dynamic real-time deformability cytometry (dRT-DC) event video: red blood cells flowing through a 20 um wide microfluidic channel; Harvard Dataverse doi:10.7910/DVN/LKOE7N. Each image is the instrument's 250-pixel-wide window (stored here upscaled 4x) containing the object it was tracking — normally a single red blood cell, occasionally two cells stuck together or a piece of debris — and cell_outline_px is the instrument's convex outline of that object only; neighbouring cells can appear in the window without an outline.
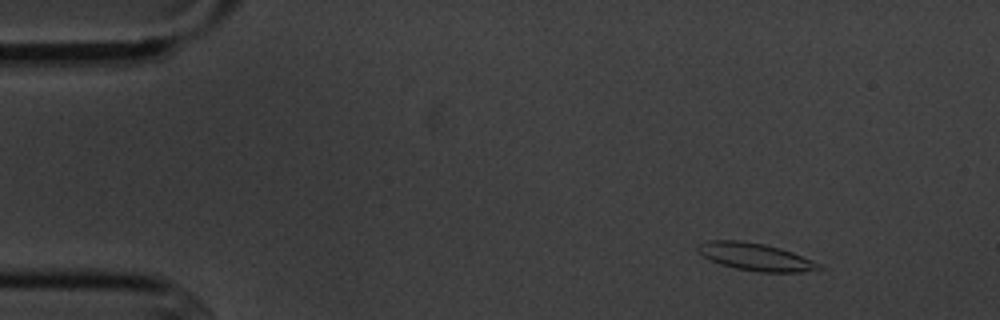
{"species": "common noctule bat (a hibernating species)", "species_latin": "Nyctalus noctula", "temperature_condition": "cold", "stored_images_in_passage": 3, "camera_frame_rate_fps": 3000, "um_per_image_px": 0.085, "animal": {"sex": "male", "body_mass_g": 20.1, "forearm_length_mm": 53.5}, "frame": {"image": 1, "passage_image": 1, "time_ms": 0.0, "image_size_px": [1000, 320], "cell_outline_px": [[824, 268], [800, 272], [760, 272], [736, 268], [720, 264], [704, 256], [696, 248], [700, 244], [708, 240], [740, 240], [764, 244], [792, 252], [820, 264]], "centroid_in_image_um": [64.21, 21.83], "position_along_channel_um": 20.8, "area_um2": 19.02}}
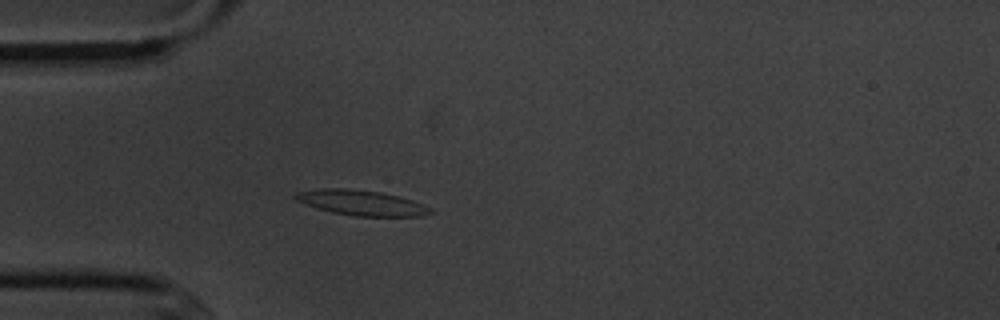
{"frame": {"image": 2, "passage_image": 3, "time_ms": 3.0, "image_size_px": [1000, 320], "cell_outline_px": [[432, 212], [420, 216], [352, 216], [332, 212], [304, 204], [296, 200], [292, 196], [296, 192], [324, 188], [344, 188], [380, 192], [400, 196], [424, 204], [432, 208]], "centroid_in_image_um": [30.71, 17.23], "position_along_channel_um": 54.3, "area_um2": 19.83}}